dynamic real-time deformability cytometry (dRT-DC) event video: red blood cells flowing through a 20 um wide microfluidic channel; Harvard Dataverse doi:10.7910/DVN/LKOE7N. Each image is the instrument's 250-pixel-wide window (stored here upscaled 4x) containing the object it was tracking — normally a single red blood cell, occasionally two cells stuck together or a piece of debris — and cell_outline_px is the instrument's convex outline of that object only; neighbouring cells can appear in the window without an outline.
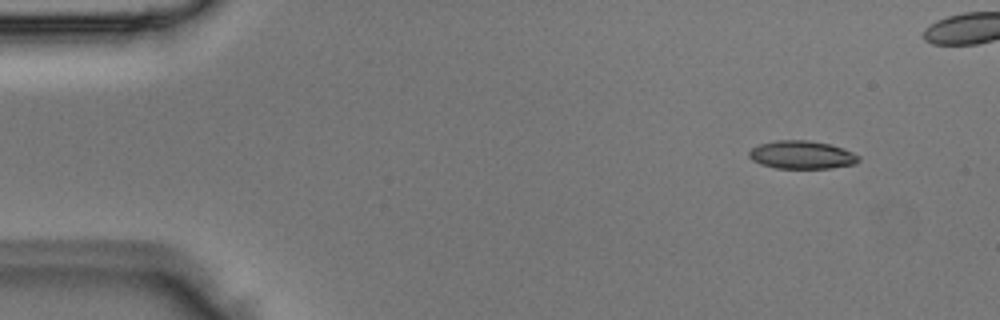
{"species": "Egyptian fruit bat (a non-hibernating species)", "species_latin": "Rousettus aegyptiacus", "temperature_condition": "room temperature", "stored_images_in_passage": 4, "camera_frame_rate_fps": 3000, "um_per_image_px": 0.085, "animal": {"sex": "male"}, "frame": {"image": 1, "passage_image": 1, "time_ms": 0.0, "image_size_px": [1000, 320], "cell_outline_px": [[860, 160], [856, 164], [832, 168], [776, 168], [760, 164], [752, 160], [748, 156], [748, 152], [752, 148], [760, 144], [776, 140], [808, 140], [832, 144], [852, 152], [860, 156]], "centroid_in_image_um": [68.17, 13.16], "position_along_channel_um": 16.8, "area_um2": 18.09}}